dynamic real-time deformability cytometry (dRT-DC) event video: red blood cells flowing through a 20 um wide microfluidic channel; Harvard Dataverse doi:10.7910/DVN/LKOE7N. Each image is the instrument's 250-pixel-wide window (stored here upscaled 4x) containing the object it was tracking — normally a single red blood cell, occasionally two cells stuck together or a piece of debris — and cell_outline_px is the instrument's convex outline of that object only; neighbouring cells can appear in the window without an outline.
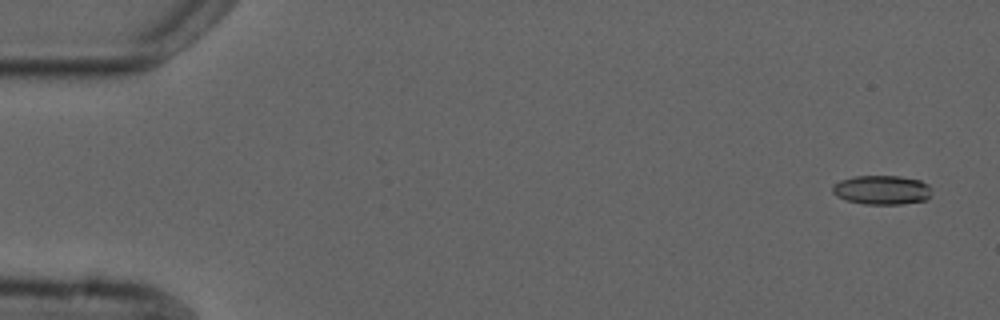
{"species": "common noctule bat (a hibernating species)", "species_latin": "Nyctalus noctula", "temperature_condition": "cold", "stored_images_in_passage": 10, "camera_frame_rate_fps": 3000, "um_per_image_px": 0.085, "animal": {"sex": "male", "forearm_length_mm": 52.5}, "frame": {"image": 1, "passage_image": 1, "time_ms": 0.0, "image_size_px": [1000, 320], "cell_outline_px": [[932, 196], [924, 200], [900, 204], [864, 204], [848, 200], [836, 196], [832, 192], [832, 184], [840, 180], [852, 176], [900, 176], [920, 180], [928, 184], [932, 188]], "centroid_in_image_um": [74.96, 16.13], "position_along_channel_um": 10.0, "area_um2": 17.05}}
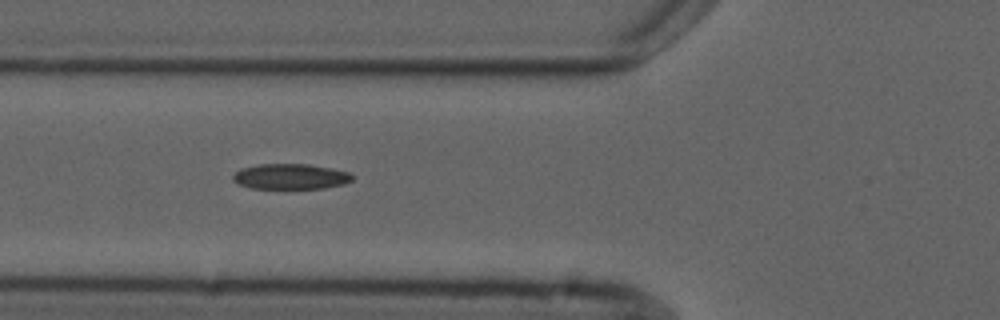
{"frame": {"image": 2, "passage_image": 6, "time_ms": 6.0, "image_size_px": [1000, 320], "cell_outline_px": [[352, 180], [344, 184], [324, 188], [252, 188], [236, 184], [232, 180], [232, 176], [240, 168], [260, 164], [308, 164], [332, 168], [348, 172], [352, 176]], "centroid_in_image_um": [24.66, 15.0], "position_along_channel_um": 101.1, "area_um2": 17.69}}
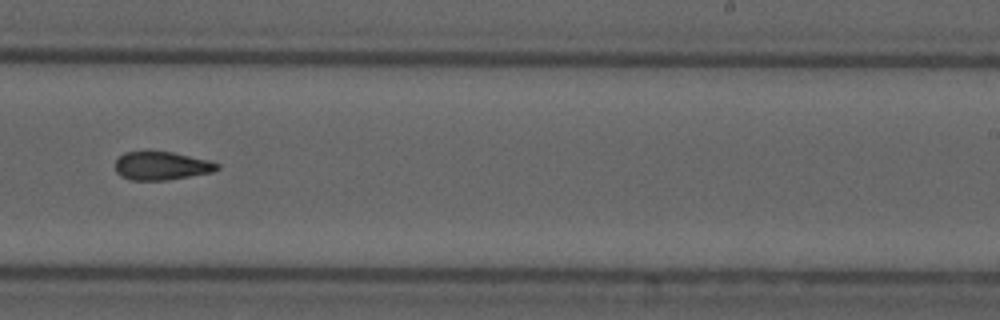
{"frame": {"image": 3, "passage_image": 10, "time_ms": 10.667, "image_size_px": [1000, 320], "cell_outline_px": [[220, 168], [212, 172], [164, 180], [132, 180], [120, 176], [116, 172], [116, 160], [124, 152], [172, 152], [212, 160], [220, 164]], "centroid_in_image_um": [13.76, 14.09], "position_along_channel_um": 275.2, "area_um2": 16.76}}